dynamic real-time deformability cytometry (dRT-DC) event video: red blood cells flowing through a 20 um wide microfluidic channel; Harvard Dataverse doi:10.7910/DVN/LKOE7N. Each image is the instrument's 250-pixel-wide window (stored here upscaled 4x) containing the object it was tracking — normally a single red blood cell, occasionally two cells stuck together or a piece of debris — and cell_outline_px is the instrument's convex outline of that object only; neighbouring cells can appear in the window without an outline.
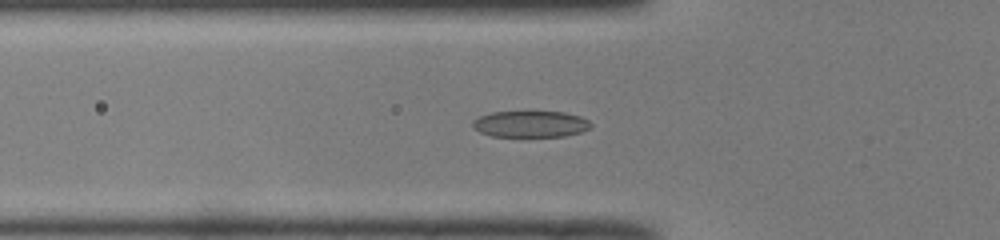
{"species": "common noctule bat (a hibernating species)", "species_latin": "Nyctalus noctula", "temperature_condition": "room temperature", "stored_images_in_passage": 34, "camera_frame_rate_fps": 3000, "um_per_image_px": 0.085, "animal": {"sex": "male", "body_mass_g": 19.0, "forearm_length_mm": 50.8}, "frame": {"image": 1, "passage_image": 2, "time_ms": 0.333, "image_size_px": [1000, 240], "cell_outline_px": [[592, 128], [580, 132], [564, 136], [492, 136], [480, 132], [472, 128], [472, 120], [480, 116], [492, 112], [564, 112], [580, 116], [588, 120], [592, 124]], "centroid_in_image_um": [45.09, 10.54], "position_along_channel_um": 80.7, "area_um2": 18.15}}
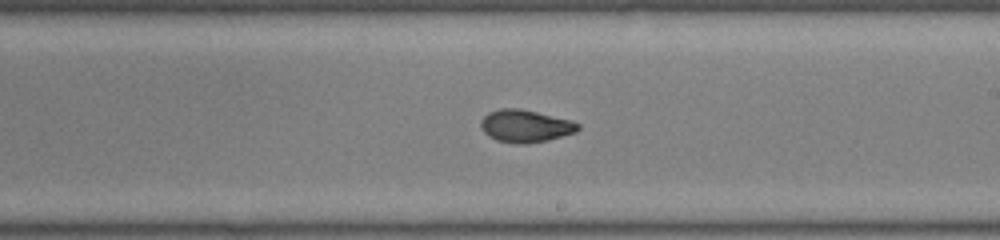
{"frame": {"image": 2, "passage_image": 14, "time_ms": 4.333, "image_size_px": [1000, 240], "cell_outline_px": [[580, 128], [576, 132], [548, 140], [524, 144], [516, 144], [496, 140], [488, 136], [480, 128], [480, 120], [488, 112], [500, 108], [520, 108], [572, 120], [580, 124]], "centroid_in_image_um": [44.64, 10.71], "position_along_channel_um": 244.4, "area_um2": 18.61}}
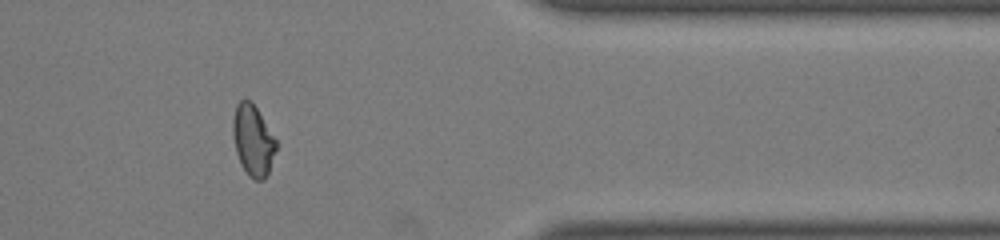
{"frame": {"image": 3, "passage_image": 26, "time_ms": 8.333, "image_size_px": [1000, 240], "cell_outline_px": [[276, 148], [268, 172], [264, 180], [256, 180], [248, 176], [240, 164], [236, 152], [232, 136], [232, 120], [236, 104], [240, 100], [248, 100], [256, 108], [276, 140]], "centroid_in_image_um": [21.46, 11.95], "position_along_channel_um": 389.9, "area_um2": 17.69}, "authors_computed_cell_mechanics": {"area_um2": 18.2359, "velocity_mm_per_s": 4.091, "shape_relaxation_time_tau1_ms": 5.0696, "shape_relaxation_time_tau2_ms": 1.5912, "deformation_change_tau1": 0.2059, "deformation_change_tau2": 0.0712}}